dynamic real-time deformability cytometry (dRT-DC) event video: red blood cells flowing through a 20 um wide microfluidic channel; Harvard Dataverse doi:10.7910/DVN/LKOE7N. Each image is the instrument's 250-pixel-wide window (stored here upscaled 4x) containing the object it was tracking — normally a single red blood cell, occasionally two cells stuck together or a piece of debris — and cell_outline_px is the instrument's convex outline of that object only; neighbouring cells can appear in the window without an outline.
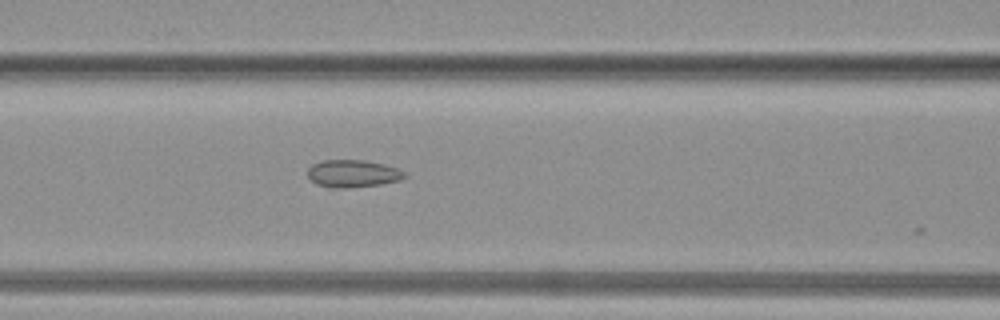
{"species": "common noctule bat (a hibernating species)", "species_latin": "Nyctalus noctula", "temperature_condition": "warm", "stored_images_in_passage": 22, "camera_frame_rate_fps": 3000, "um_per_image_px": 0.085, "animal": {"sex": "female", "body_mass_g": 19.3, "forearm_length_mm": 54.1}, "frame": {"image": 1, "passage_image": 5, "time_ms": 1.333, "image_size_px": [1000, 320], "cell_outline_px": [[408, 176], [400, 180], [380, 184], [348, 188], [328, 188], [316, 184], [308, 176], [308, 168], [312, 164], [320, 160], [364, 160], [384, 164], [396, 168], [404, 172]], "centroid_in_image_um": [29.96, 14.75], "position_along_channel_um": 136.6, "area_um2": 15.61}}
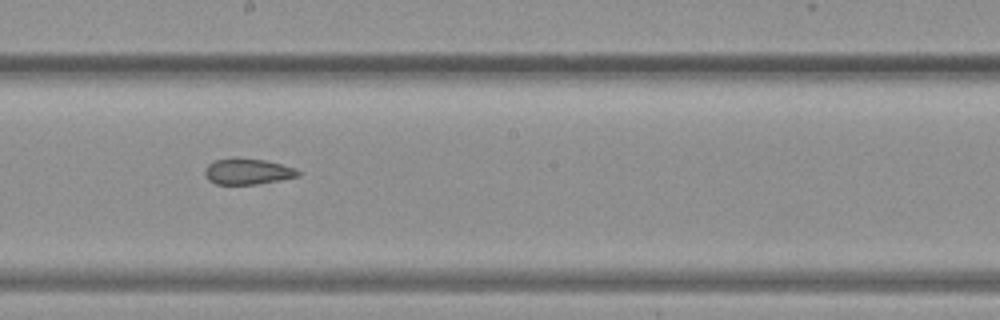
{"frame": {"image": 2, "passage_image": 10, "time_ms": 3.0, "image_size_px": [1000, 320], "cell_outline_px": [[300, 176], [280, 180], [256, 184], [216, 184], [208, 180], [204, 172], [208, 164], [216, 160], [232, 156], [264, 160], [280, 164], [292, 168], [300, 172]], "centroid_in_image_um": [21.0, 14.56], "position_along_channel_um": 227.2, "area_um2": 14.1}}
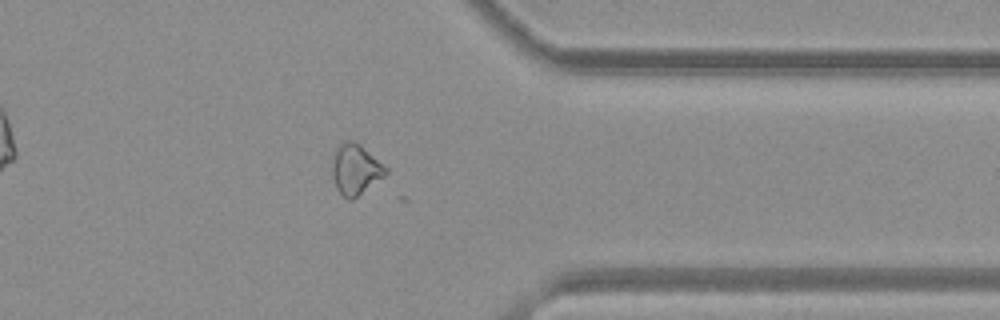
{"frame": {"image": 3, "passage_image": 19, "time_ms": 6.0, "image_size_px": [1000, 320], "cell_outline_px": [[388, 172], [384, 176], [352, 200], [348, 200], [336, 188], [332, 176], [332, 152], [344, 140], [352, 140], [360, 144], [388, 168]], "centroid_in_image_um": [30.19, 14.37], "position_along_channel_um": 381.2, "area_um2": 15.84}}